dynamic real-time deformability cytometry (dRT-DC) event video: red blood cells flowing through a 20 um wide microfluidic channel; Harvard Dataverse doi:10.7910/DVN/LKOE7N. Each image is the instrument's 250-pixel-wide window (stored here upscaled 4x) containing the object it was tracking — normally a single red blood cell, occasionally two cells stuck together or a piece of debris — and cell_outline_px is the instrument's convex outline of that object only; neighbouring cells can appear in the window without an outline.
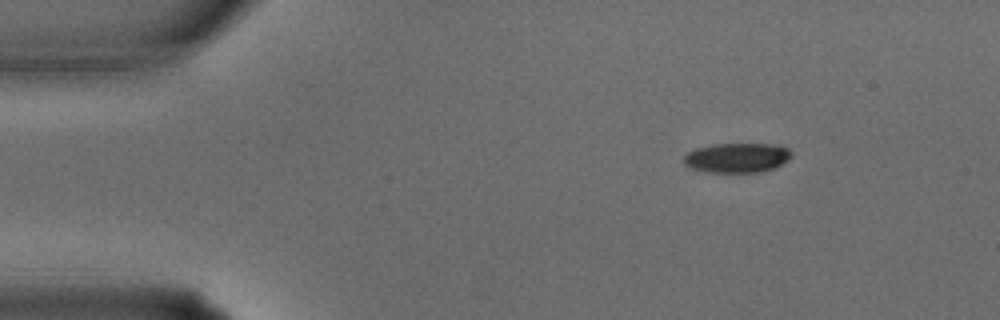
{"species": "common noctule bat (a hibernating species)", "species_latin": "Nyctalus noctula", "temperature_condition": "warm", "stored_images_in_passage": 9, "camera_frame_rate_fps": 3000, "um_per_image_px": 0.085, "animal": {"sex": "male", "body_mass_g": 15.6}, "frame": {"image": 1, "passage_image": 1, "time_ms": 0.0, "image_size_px": [1000, 320], "cell_outline_px": [[792, 156], [788, 160], [772, 168], [760, 172], [704, 172], [692, 168], [684, 164], [684, 156], [688, 152], [696, 148], [712, 144], [776, 144], [788, 148], [792, 152]], "centroid_in_image_um": [62.64, 13.4], "position_along_channel_um": 22.4, "area_um2": 18.61}}